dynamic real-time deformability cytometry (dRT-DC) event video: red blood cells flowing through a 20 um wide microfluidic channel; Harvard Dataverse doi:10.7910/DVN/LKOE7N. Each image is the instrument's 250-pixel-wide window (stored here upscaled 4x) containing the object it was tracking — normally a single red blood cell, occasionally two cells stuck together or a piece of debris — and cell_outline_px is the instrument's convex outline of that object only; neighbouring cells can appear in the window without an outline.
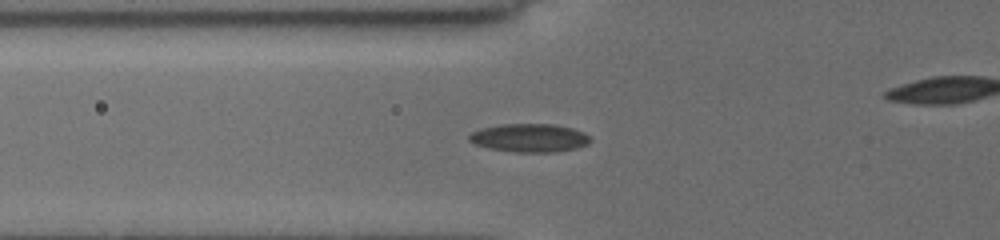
{"species": "common noctule bat (a hibernating species)", "species_latin": "Nyctalus noctula", "temperature_condition": "cold", "stored_images_in_passage": 14, "camera_frame_rate_fps": 3000, "um_per_image_px": 0.085, "animal": {"sex": "female", "body_mass_g": 19.5, "forearm_length_mm": 54.1}, "frame": {"image": 1, "passage_image": 3, "time_ms": 0.667, "image_size_px": [1000, 240], "cell_outline_px": [[592, 140], [588, 144], [576, 148], [556, 152], [512, 152], [488, 148], [476, 144], [468, 140], [468, 136], [472, 132], [480, 128], [500, 124], [552, 124], [572, 128], [584, 132], [592, 136]], "centroid_in_image_um": [45.03, 11.72], "position_along_channel_um": 80.8, "area_um2": 20.23}}
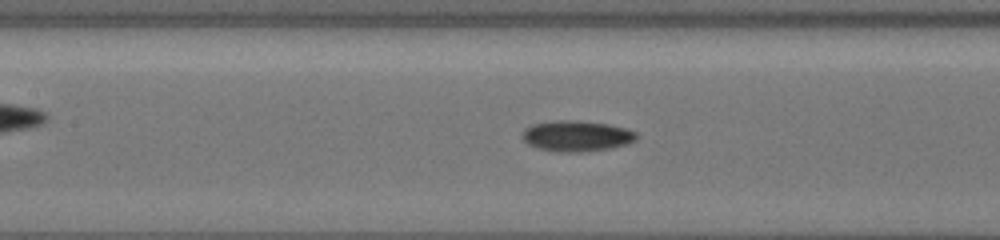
{"frame": {"image": 2, "passage_image": 9, "time_ms": 2.667, "image_size_px": [1000, 240], "cell_outline_px": [[640, 136], [636, 140], [628, 144], [612, 148], [580, 152], [556, 152], [536, 148], [528, 144], [520, 136], [524, 128], [532, 124], [556, 120], [576, 120], [608, 124], [624, 128], [636, 132]], "centroid_in_image_um": [49.0, 11.56], "position_along_channel_um": 158.4, "area_um2": 20.81}}
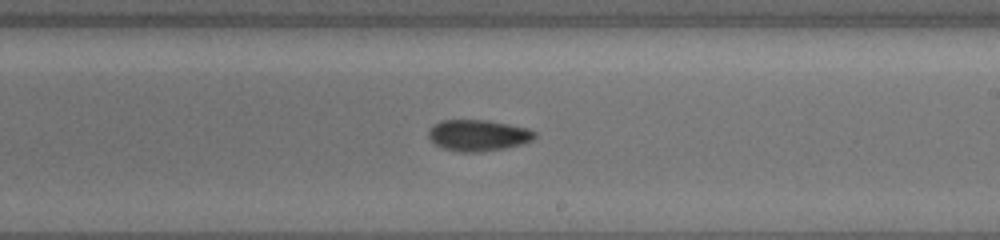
{"frame": {"image": 3, "passage_image": 14, "time_ms": 4.333, "image_size_px": [1000, 240], "cell_outline_px": [[536, 136], [532, 140], [524, 144], [504, 148], [480, 152], [460, 152], [444, 148], [436, 144], [428, 136], [428, 132], [440, 120], [488, 120], [528, 128], [536, 132]], "centroid_in_image_um": [40.68, 11.5], "position_along_channel_um": 248.3, "area_um2": 19.25}}